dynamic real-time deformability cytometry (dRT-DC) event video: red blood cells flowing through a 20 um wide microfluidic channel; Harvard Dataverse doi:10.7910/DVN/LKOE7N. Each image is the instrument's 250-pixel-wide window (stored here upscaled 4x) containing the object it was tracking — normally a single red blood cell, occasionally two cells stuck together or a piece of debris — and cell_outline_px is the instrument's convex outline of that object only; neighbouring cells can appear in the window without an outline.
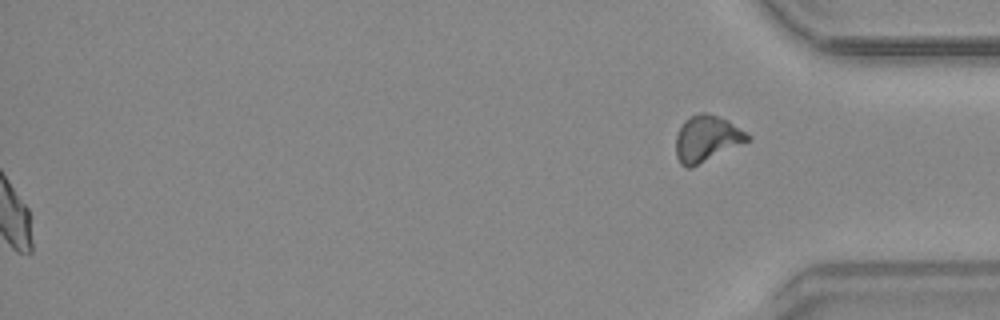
{"species": "common noctule bat (a hibernating species)", "species_latin": "Nyctalus noctula", "temperature_condition": "warm", "stored_images_in_passage": 44, "segment_of_instrument_passage": [2, 2], "camera_frame_rate_fps": 3000, "um_per_image_px": 0.085, "animal": {"sex": "male", "body_mass_g": 20.4}, "frame": {"image": 1, "passage_image": 44, "time_ms": 14.333, "image_size_px": [1000, 320], "cell_outline_px": [[752, 140], [692, 168], [688, 168], [680, 164], [676, 156], [676, 136], [684, 120], [700, 112], [704, 112], [728, 120], [752, 136]], "centroid_in_image_um": [60.1, 11.81], "position_along_channel_um": 375.1, "area_um2": 19.48}}